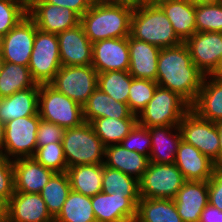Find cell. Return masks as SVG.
Wrapping results in <instances>:
<instances>
[{"label": "cell", "mask_w": 222, "mask_h": 222, "mask_svg": "<svg viewBox=\"0 0 222 222\" xmlns=\"http://www.w3.org/2000/svg\"><path fill=\"white\" fill-rule=\"evenodd\" d=\"M92 66L97 73L128 71V37L104 39L93 43Z\"/></svg>", "instance_id": "2e32d148"}, {"label": "cell", "mask_w": 222, "mask_h": 222, "mask_svg": "<svg viewBox=\"0 0 222 222\" xmlns=\"http://www.w3.org/2000/svg\"><path fill=\"white\" fill-rule=\"evenodd\" d=\"M141 197H124L117 193H97L91 205L97 222H135Z\"/></svg>", "instance_id": "5bb4252c"}, {"label": "cell", "mask_w": 222, "mask_h": 222, "mask_svg": "<svg viewBox=\"0 0 222 222\" xmlns=\"http://www.w3.org/2000/svg\"><path fill=\"white\" fill-rule=\"evenodd\" d=\"M15 192L12 159L0 153V197L7 203Z\"/></svg>", "instance_id": "b9f144b4"}, {"label": "cell", "mask_w": 222, "mask_h": 222, "mask_svg": "<svg viewBox=\"0 0 222 222\" xmlns=\"http://www.w3.org/2000/svg\"><path fill=\"white\" fill-rule=\"evenodd\" d=\"M109 99L110 96L97 87L82 106L84 122L105 117Z\"/></svg>", "instance_id": "60d3db41"}, {"label": "cell", "mask_w": 222, "mask_h": 222, "mask_svg": "<svg viewBox=\"0 0 222 222\" xmlns=\"http://www.w3.org/2000/svg\"><path fill=\"white\" fill-rule=\"evenodd\" d=\"M193 63L206 75H215L222 63V32H195L184 42Z\"/></svg>", "instance_id": "4fadbf2b"}, {"label": "cell", "mask_w": 222, "mask_h": 222, "mask_svg": "<svg viewBox=\"0 0 222 222\" xmlns=\"http://www.w3.org/2000/svg\"><path fill=\"white\" fill-rule=\"evenodd\" d=\"M123 3L136 7L149 4V0H123Z\"/></svg>", "instance_id": "681fc988"}, {"label": "cell", "mask_w": 222, "mask_h": 222, "mask_svg": "<svg viewBox=\"0 0 222 222\" xmlns=\"http://www.w3.org/2000/svg\"><path fill=\"white\" fill-rule=\"evenodd\" d=\"M196 32H222V3L195 4Z\"/></svg>", "instance_id": "d590c367"}, {"label": "cell", "mask_w": 222, "mask_h": 222, "mask_svg": "<svg viewBox=\"0 0 222 222\" xmlns=\"http://www.w3.org/2000/svg\"><path fill=\"white\" fill-rule=\"evenodd\" d=\"M130 66L128 72L133 78L156 82L157 62L160 48L128 36Z\"/></svg>", "instance_id": "7402d4cb"}, {"label": "cell", "mask_w": 222, "mask_h": 222, "mask_svg": "<svg viewBox=\"0 0 222 222\" xmlns=\"http://www.w3.org/2000/svg\"><path fill=\"white\" fill-rule=\"evenodd\" d=\"M102 191L124 197H140L139 180L103 164Z\"/></svg>", "instance_id": "836d02e7"}, {"label": "cell", "mask_w": 222, "mask_h": 222, "mask_svg": "<svg viewBox=\"0 0 222 222\" xmlns=\"http://www.w3.org/2000/svg\"><path fill=\"white\" fill-rule=\"evenodd\" d=\"M173 200L183 222H199L209 204L208 181H185Z\"/></svg>", "instance_id": "d6986e66"}, {"label": "cell", "mask_w": 222, "mask_h": 222, "mask_svg": "<svg viewBox=\"0 0 222 222\" xmlns=\"http://www.w3.org/2000/svg\"><path fill=\"white\" fill-rule=\"evenodd\" d=\"M135 222H183L173 199L140 198Z\"/></svg>", "instance_id": "f1b7e54d"}, {"label": "cell", "mask_w": 222, "mask_h": 222, "mask_svg": "<svg viewBox=\"0 0 222 222\" xmlns=\"http://www.w3.org/2000/svg\"><path fill=\"white\" fill-rule=\"evenodd\" d=\"M97 77L92 65L61 66L49 85L83 106L97 88Z\"/></svg>", "instance_id": "9c48e42d"}, {"label": "cell", "mask_w": 222, "mask_h": 222, "mask_svg": "<svg viewBox=\"0 0 222 222\" xmlns=\"http://www.w3.org/2000/svg\"><path fill=\"white\" fill-rule=\"evenodd\" d=\"M133 10V6L120 2L93 3L80 17V24L92 43L128 37Z\"/></svg>", "instance_id": "7a4b0ae2"}, {"label": "cell", "mask_w": 222, "mask_h": 222, "mask_svg": "<svg viewBox=\"0 0 222 222\" xmlns=\"http://www.w3.org/2000/svg\"><path fill=\"white\" fill-rule=\"evenodd\" d=\"M133 76L128 71L98 73L97 87L118 102H128Z\"/></svg>", "instance_id": "e575fe53"}, {"label": "cell", "mask_w": 222, "mask_h": 222, "mask_svg": "<svg viewBox=\"0 0 222 222\" xmlns=\"http://www.w3.org/2000/svg\"><path fill=\"white\" fill-rule=\"evenodd\" d=\"M191 105L178 93L157 86L153 98L138 114L137 121L147 128L179 125Z\"/></svg>", "instance_id": "5b68a950"}, {"label": "cell", "mask_w": 222, "mask_h": 222, "mask_svg": "<svg viewBox=\"0 0 222 222\" xmlns=\"http://www.w3.org/2000/svg\"><path fill=\"white\" fill-rule=\"evenodd\" d=\"M4 222H54L39 193L14 192Z\"/></svg>", "instance_id": "ac0fdd59"}, {"label": "cell", "mask_w": 222, "mask_h": 222, "mask_svg": "<svg viewBox=\"0 0 222 222\" xmlns=\"http://www.w3.org/2000/svg\"><path fill=\"white\" fill-rule=\"evenodd\" d=\"M6 205H7V203L0 197V222H4V220H5Z\"/></svg>", "instance_id": "f907efd6"}, {"label": "cell", "mask_w": 222, "mask_h": 222, "mask_svg": "<svg viewBox=\"0 0 222 222\" xmlns=\"http://www.w3.org/2000/svg\"><path fill=\"white\" fill-rule=\"evenodd\" d=\"M33 158L54 172H66L68 169L62 142L50 143L37 148Z\"/></svg>", "instance_id": "f35d334b"}, {"label": "cell", "mask_w": 222, "mask_h": 222, "mask_svg": "<svg viewBox=\"0 0 222 222\" xmlns=\"http://www.w3.org/2000/svg\"><path fill=\"white\" fill-rule=\"evenodd\" d=\"M57 37L61 66L92 65L93 43L85 34L81 24L62 31Z\"/></svg>", "instance_id": "e0dca14e"}, {"label": "cell", "mask_w": 222, "mask_h": 222, "mask_svg": "<svg viewBox=\"0 0 222 222\" xmlns=\"http://www.w3.org/2000/svg\"><path fill=\"white\" fill-rule=\"evenodd\" d=\"M185 179L175 164L150 162L139 181L141 198L174 199Z\"/></svg>", "instance_id": "30bf717a"}, {"label": "cell", "mask_w": 222, "mask_h": 222, "mask_svg": "<svg viewBox=\"0 0 222 222\" xmlns=\"http://www.w3.org/2000/svg\"><path fill=\"white\" fill-rule=\"evenodd\" d=\"M27 15L38 29L52 34L80 24V17L74 11L50 3H27Z\"/></svg>", "instance_id": "9a60e30c"}, {"label": "cell", "mask_w": 222, "mask_h": 222, "mask_svg": "<svg viewBox=\"0 0 222 222\" xmlns=\"http://www.w3.org/2000/svg\"><path fill=\"white\" fill-rule=\"evenodd\" d=\"M4 64H5V61H4V58L2 56V52H1V49H0V74H1V71L4 67Z\"/></svg>", "instance_id": "11a10c76"}, {"label": "cell", "mask_w": 222, "mask_h": 222, "mask_svg": "<svg viewBox=\"0 0 222 222\" xmlns=\"http://www.w3.org/2000/svg\"><path fill=\"white\" fill-rule=\"evenodd\" d=\"M158 84L155 81L133 78L128 95V107L130 111L137 115L146 107L153 98V94Z\"/></svg>", "instance_id": "8d00e7d4"}, {"label": "cell", "mask_w": 222, "mask_h": 222, "mask_svg": "<svg viewBox=\"0 0 222 222\" xmlns=\"http://www.w3.org/2000/svg\"><path fill=\"white\" fill-rule=\"evenodd\" d=\"M157 5L163 10L175 33L183 42L196 32L195 4L190 0H163Z\"/></svg>", "instance_id": "484cf974"}, {"label": "cell", "mask_w": 222, "mask_h": 222, "mask_svg": "<svg viewBox=\"0 0 222 222\" xmlns=\"http://www.w3.org/2000/svg\"><path fill=\"white\" fill-rule=\"evenodd\" d=\"M120 144L127 150L136 151L149 157L151 152L149 129L137 122Z\"/></svg>", "instance_id": "ab89813d"}, {"label": "cell", "mask_w": 222, "mask_h": 222, "mask_svg": "<svg viewBox=\"0 0 222 222\" xmlns=\"http://www.w3.org/2000/svg\"><path fill=\"white\" fill-rule=\"evenodd\" d=\"M39 123V113L8 121L5 124L2 154L8 159L33 157L37 149Z\"/></svg>", "instance_id": "ba28073f"}, {"label": "cell", "mask_w": 222, "mask_h": 222, "mask_svg": "<svg viewBox=\"0 0 222 222\" xmlns=\"http://www.w3.org/2000/svg\"><path fill=\"white\" fill-rule=\"evenodd\" d=\"M205 74L193 63L187 45L160 50L157 62L158 86L178 93L190 105L199 94Z\"/></svg>", "instance_id": "6da1fadb"}, {"label": "cell", "mask_w": 222, "mask_h": 222, "mask_svg": "<svg viewBox=\"0 0 222 222\" xmlns=\"http://www.w3.org/2000/svg\"><path fill=\"white\" fill-rule=\"evenodd\" d=\"M208 201L222 211V168H216L208 180Z\"/></svg>", "instance_id": "ee69618b"}, {"label": "cell", "mask_w": 222, "mask_h": 222, "mask_svg": "<svg viewBox=\"0 0 222 222\" xmlns=\"http://www.w3.org/2000/svg\"><path fill=\"white\" fill-rule=\"evenodd\" d=\"M137 118H108L102 117L94 119L92 125L95 134L100 138L103 145L109 146L120 144L137 123Z\"/></svg>", "instance_id": "f546056e"}, {"label": "cell", "mask_w": 222, "mask_h": 222, "mask_svg": "<svg viewBox=\"0 0 222 222\" xmlns=\"http://www.w3.org/2000/svg\"><path fill=\"white\" fill-rule=\"evenodd\" d=\"M27 16V0H0V38Z\"/></svg>", "instance_id": "74e56055"}, {"label": "cell", "mask_w": 222, "mask_h": 222, "mask_svg": "<svg viewBox=\"0 0 222 222\" xmlns=\"http://www.w3.org/2000/svg\"><path fill=\"white\" fill-rule=\"evenodd\" d=\"M65 128L40 118L37 130V148L50 143L62 142Z\"/></svg>", "instance_id": "7bdbcfd3"}, {"label": "cell", "mask_w": 222, "mask_h": 222, "mask_svg": "<svg viewBox=\"0 0 222 222\" xmlns=\"http://www.w3.org/2000/svg\"><path fill=\"white\" fill-rule=\"evenodd\" d=\"M70 191V181L66 172H55L40 191L39 194L53 218L61 211Z\"/></svg>", "instance_id": "1f68e13d"}, {"label": "cell", "mask_w": 222, "mask_h": 222, "mask_svg": "<svg viewBox=\"0 0 222 222\" xmlns=\"http://www.w3.org/2000/svg\"><path fill=\"white\" fill-rule=\"evenodd\" d=\"M12 164L15 192L40 193L55 173L38 163L33 157L13 159Z\"/></svg>", "instance_id": "44dd1931"}, {"label": "cell", "mask_w": 222, "mask_h": 222, "mask_svg": "<svg viewBox=\"0 0 222 222\" xmlns=\"http://www.w3.org/2000/svg\"><path fill=\"white\" fill-rule=\"evenodd\" d=\"M104 158L105 166L117 169L139 181L150 163L148 156L127 150L121 144L106 146Z\"/></svg>", "instance_id": "d4e9b609"}, {"label": "cell", "mask_w": 222, "mask_h": 222, "mask_svg": "<svg viewBox=\"0 0 222 222\" xmlns=\"http://www.w3.org/2000/svg\"><path fill=\"white\" fill-rule=\"evenodd\" d=\"M219 134V154L218 159L214 162L216 168H222V121L216 122Z\"/></svg>", "instance_id": "c3c4849f"}, {"label": "cell", "mask_w": 222, "mask_h": 222, "mask_svg": "<svg viewBox=\"0 0 222 222\" xmlns=\"http://www.w3.org/2000/svg\"><path fill=\"white\" fill-rule=\"evenodd\" d=\"M28 68L33 80L39 85L49 84L53 80L61 68L57 34L37 28Z\"/></svg>", "instance_id": "52a82bcc"}, {"label": "cell", "mask_w": 222, "mask_h": 222, "mask_svg": "<svg viewBox=\"0 0 222 222\" xmlns=\"http://www.w3.org/2000/svg\"><path fill=\"white\" fill-rule=\"evenodd\" d=\"M178 127L184 142L193 145L212 161L215 162L218 159L220 142L215 122L201 118L190 109L182 118Z\"/></svg>", "instance_id": "8fae6325"}, {"label": "cell", "mask_w": 222, "mask_h": 222, "mask_svg": "<svg viewBox=\"0 0 222 222\" xmlns=\"http://www.w3.org/2000/svg\"><path fill=\"white\" fill-rule=\"evenodd\" d=\"M38 113L43 120L73 128L84 122L82 106L49 84L39 87Z\"/></svg>", "instance_id": "8992f818"}, {"label": "cell", "mask_w": 222, "mask_h": 222, "mask_svg": "<svg viewBox=\"0 0 222 222\" xmlns=\"http://www.w3.org/2000/svg\"><path fill=\"white\" fill-rule=\"evenodd\" d=\"M215 75H217V76L222 78V63L220 65L219 71Z\"/></svg>", "instance_id": "9f6ffc18"}, {"label": "cell", "mask_w": 222, "mask_h": 222, "mask_svg": "<svg viewBox=\"0 0 222 222\" xmlns=\"http://www.w3.org/2000/svg\"><path fill=\"white\" fill-rule=\"evenodd\" d=\"M30 87L40 85L33 80L28 66L5 62L0 74V98Z\"/></svg>", "instance_id": "4dcf8cb0"}, {"label": "cell", "mask_w": 222, "mask_h": 222, "mask_svg": "<svg viewBox=\"0 0 222 222\" xmlns=\"http://www.w3.org/2000/svg\"><path fill=\"white\" fill-rule=\"evenodd\" d=\"M27 3H50L74 11L81 17L92 6V0H27Z\"/></svg>", "instance_id": "f6af8a7d"}, {"label": "cell", "mask_w": 222, "mask_h": 222, "mask_svg": "<svg viewBox=\"0 0 222 222\" xmlns=\"http://www.w3.org/2000/svg\"><path fill=\"white\" fill-rule=\"evenodd\" d=\"M160 1H163V0H149V4H157Z\"/></svg>", "instance_id": "6f0895ef"}, {"label": "cell", "mask_w": 222, "mask_h": 222, "mask_svg": "<svg viewBox=\"0 0 222 222\" xmlns=\"http://www.w3.org/2000/svg\"><path fill=\"white\" fill-rule=\"evenodd\" d=\"M4 130L5 124L0 121V153L3 152L4 147Z\"/></svg>", "instance_id": "816d5d0a"}, {"label": "cell", "mask_w": 222, "mask_h": 222, "mask_svg": "<svg viewBox=\"0 0 222 222\" xmlns=\"http://www.w3.org/2000/svg\"><path fill=\"white\" fill-rule=\"evenodd\" d=\"M148 129L151 137L149 161L159 164H175L176 152L182 140L178 125L152 126Z\"/></svg>", "instance_id": "603a6c76"}, {"label": "cell", "mask_w": 222, "mask_h": 222, "mask_svg": "<svg viewBox=\"0 0 222 222\" xmlns=\"http://www.w3.org/2000/svg\"><path fill=\"white\" fill-rule=\"evenodd\" d=\"M130 36L153 44L160 49L178 46L183 41L175 33L171 22L157 4L134 7Z\"/></svg>", "instance_id": "3957f363"}, {"label": "cell", "mask_w": 222, "mask_h": 222, "mask_svg": "<svg viewBox=\"0 0 222 222\" xmlns=\"http://www.w3.org/2000/svg\"><path fill=\"white\" fill-rule=\"evenodd\" d=\"M210 77V78H209ZM209 78L210 80H208ZM208 80V81H207ZM191 109L201 118L211 122L222 121V78L206 75L196 101Z\"/></svg>", "instance_id": "cb8c5ba5"}, {"label": "cell", "mask_w": 222, "mask_h": 222, "mask_svg": "<svg viewBox=\"0 0 222 222\" xmlns=\"http://www.w3.org/2000/svg\"><path fill=\"white\" fill-rule=\"evenodd\" d=\"M199 222H222V211L208 204L201 212Z\"/></svg>", "instance_id": "7dc6e473"}, {"label": "cell", "mask_w": 222, "mask_h": 222, "mask_svg": "<svg viewBox=\"0 0 222 222\" xmlns=\"http://www.w3.org/2000/svg\"><path fill=\"white\" fill-rule=\"evenodd\" d=\"M93 3H105V2H120L123 3V0H92Z\"/></svg>", "instance_id": "db71d44e"}, {"label": "cell", "mask_w": 222, "mask_h": 222, "mask_svg": "<svg viewBox=\"0 0 222 222\" xmlns=\"http://www.w3.org/2000/svg\"><path fill=\"white\" fill-rule=\"evenodd\" d=\"M71 190L88 197L102 192L103 163L69 167L66 171Z\"/></svg>", "instance_id": "83f0119b"}, {"label": "cell", "mask_w": 222, "mask_h": 222, "mask_svg": "<svg viewBox=\"0 0 222 222\" xmlns=\"http://www.w3.org/2000/svg\"><path fill=\"white\" fill-rule=\"evenodd\" d=\"M62 144L68 168L104 163L105 146L88 122L65 129Z\"/></svg>", "instance_id": "277c9868"}, {"label": "cell", "mask_w": 222, "mask_h": 222, "mask_svg": "<svg viewBox=\"0 0 222 222\" xmlns=\"http://www.w3.org/2000/svg\"><path fill=\"white\" fill-rule=\"evenodd\" d=\"M194 4H218L222 3V0H190Z\"/></svg>", "instance_id": "f5cc1de1"}, {"label": "cell", "mask_w": 222, "mask_h": 222, "mask_svg": "<svg viewBox=\"0 0 222 222\" xmlns=\"http://www.w3.org/2000/svg\"><path fill=\"white\" fill-rule=\"evenodd\" d=\"M37 26L27 15L1 37L0 49L5 62L28 66Z\"/></svg>", "instance_id": "7c38bea8"}, {"label": "cell", "mask_w": 222, "mask_h": 222, "mask_svg": "<svg viewBox=\"0 0 222 222\" xmlns=\"http://www.w3.org/2000/svg\"><path fill=\"white\" fill-rule=\"evenodd\" d=\"M54 222H97L91 205V197L71 190L61 211L54 218Z\"/></svg>", "instance_id": "d6a6232c"}, {"label": "cell", "mask_w": 222, "mask_h": 222, "mask_svg": "<svg viewBox=\"0 0 222 222\" xmlns=\"http://www.w3.org/2000/svg\"><path fill=\"white\" fill-rule=\"evenodd\" d=\"M175 165L185 181H208L216 169L214 161L183 140L176 152Z\"/></svg>", "instance_id": "ffe728a7"}, {"label": "cell", "mask_w": 222, "mask_h": 222, "mask_svg": "<svg viewBox=\"0 0 222 222\" xmlns=\"http://www.w3.org/2000/svg\"><path fill=\"white\" fill-rule=\"evenodd\" d=\"M39 87H30L0 98V121H8L38 114Z\"/></svg>", "instance_id": "4316f807"}, {"label": "cell", "mask_w": 222, "mask_h": 222, "mask_svg": "<svg viewBox=\"0 0 222 222\" xmlns=\"http://www.w3.org/2000/svg\"><path fill=\"white\" fill-rule=\"evenodd\" d=\"M105 117L108 118H137V115L133 114L128 104L123 102H118L114 100L112 97H110L108 101V107H107V114H105Z\"/></svg>", "instance_id": "bcb514c9"}]
</instances>
